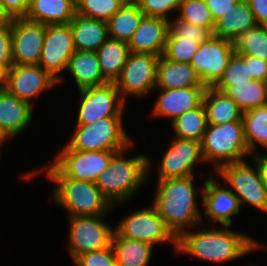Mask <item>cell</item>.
Masks as SVG:
<instances>
[{
    "mask_svg": "<svg viewBox=\"0 0 267 266\" xmlns=\"http://www.w3.org/2000/svg\"><path fill=\"white\" fill-rule=\"evenodd\" d=\"M81 103L77 125H87L105 117H122L125 102L115 83L79 90Z\"/></svg>",
    "mask_w": 267,
    "mask_h": 266,
    "instance_id": "11",
    "label": "cell"
},
{
    "mask_svg": "<svg viewBox=\"0 0 267 266\" xmlns=\"http://www.w3.org/2000/svg\"><path fill=\"white\" fill-rule=\"evenodd\" d=\"M69 24L77 51L96 52L109 38L108 24L105 21L76 14Z\"/></svg>",
    "mask_w": 267,
    "mask_h": 266,
    "instance_id": "24",
    "label": "cell"
},
{
    "mask_svg": "<svg viewBox=\"0 0 267 266\" xmlns=\"http://www.w3.org/2000/svg\"><path fill=\"white\" fill-rule=\"evenodd\" d=\"M157 181L152 205L176 238L203 221L196 197L199 191L203 192L204 185L195 187L193 175Z\"/></svg>",
    "mask_w": 267,
    "mask_h": 266,
    "instance_id": "2",
    "label": "cell"
},
{
    "mask_svg": "<svg viewBox=\"0 0 267 266\" xmlns=\"http://www.w3.org/2000/svg\"><path fill=\"white\" fill-rule=\"evenodd\" d=\"M259 26H267V0H246Z\"/></svg>",
    "mask_w": 267,
    "mask_h": 266,
    "instance_id": "46",
    "label": "cell"
},
{
    "mask_svg": "<svg viewBox=\"0 0 267 266\" xmlns=\"http://www.w3.org/2000/svg\"><path fill=\"white\" fill-rule=\"evenodd\" d=\"M46 25L23 18L11 21L12 61L14 65H38Z\"/></svg>",
    "mask_w": 267,
    "mask_h": 266,
    "instance_id": "15",
    "label": "cell"
},
{
    "mask_svg": "<svg viewBox=\"0 0 267 266\" xmlns=\"http://www.w3.org/2000/svg\"><path fill=\"white\" fill-rule=\"evenodd\" d=\"M127 0H76V14L107 22Z\"/></svg>",
    "mask_w": 267,
    "mask_h": 266,
    "instance_id": "37",
    "label": "cell"
},
{
    "mask_svg": "<svg viewBox=\"0 0 267 266\" xmlns=\"http://www.w3.org/2000/svg\"><path fill=\"white\" fill-rule=\"evenodd\" d=\"M66 70L75 79L78 90L97 87L109 83L100 69L95 51H75L70 57Z\"/></svg>",
    "mask_w": 267,
    "mask_h": 266,
    "instance_id": "25",
    "label": "cell"
},
{
    "mask_svg": "<svg viewBox=\"0 0 267 266\" xmlns=\"http://www.w3.org/2000/svg\"><path fill=\"white\" fill-rule=\"evenodd\" d=\"M116 151L62 150L51 163L65 176L95 183Z\"/></svg>",
    "mask_w": 267,
    "mask_h": 266,
    "instance_id": "12",
    "label": "cell"
},
{
    "mask_svg": "<svg viewBox=\"0 0 267 266\" xmlns=\"http://www.w3.org/2000/svg\"><path fill=\"white\" fill-rule=\"evenodd\" d=\"M207 87H189L175 89H160L161 92L154 103L153 115L171 118L183 115L185 112L199 107L203 103Z\"/></svg>",
    "mask_w": 267,
    "mask_h": 266,
    "instance_id": "20",
    "label": "cell"
},
{
    "mask_svg": "<svg viewBox=\"0 0 267 266\" xmlns=\"http://www.w3.org/2000/svg\"><path fill=\"white\" fill-rule=\"evenodd\" d=\"M111 246L118 266H148L154 247L146 242L121 237L116 232Z\"/></svg>",
    "mask_w": 267,
    "mask_h": 266,
    "instance_id": "30",
    "label": "cell"
},
{
    "mask_svg": "<svg viewBox=\"0 0 267 266\" xmlns=\"http://www.w3.org/2000/svg\"><path fill=\"white\" fill-rule=\"evenodd\" d=\"M49 165L46 174L55 184L51 199L65 208L69 217L107 215L114 209L95 183L65 177L52 163Z\"/></svg>",
    "mask_w": 267,
    "mask_h": 266,
    "instance_id": "3",
    "label": "cell"
},
{
    "mask_svg": "<svg viewBox=\"0 0 267 266\" xmlns=\"http://www.w3.org/2000/svg\"><path fill=\"white\" fill-rule=\"evenodd\" d=\"M213 34L205 27L184 22L178 18L169 20V33L167 38L193 39L198 43L207 40Z\"/></svg>",
    "mask_w": 267,
    "mask_h": 266,
    "instance_id": "39",
    "label": "cell"
},
{
    "mask_svg": "<svg viewBox=\"0 0 267 266\" xmlns=\"http://www.w3.org/2000/svg\"><path fill=\"white\" fill-rule=\"evenodd\" d=\"M169 33V20L144 16L128 41L130 52L162 56Z\"/></svg>",
    "mask_w": 267,
    "mask_h": 266,
    "instance_id": "19",
    "label": "cell"
},
{
    "mask_svg": "<svg viewBox=\"0 0 267 266\" xmlns=\"http://www.w3.org/2000/svg\"><path fill=\"white\" fill-rule=\"evenodd\" d=\"M233 50L267 61V26H256L239 34L232 41Z\"/></svg>",
    "mask_w": 267,
    "mask_h": 266,
    "instance_id": "34",
    "label": "cell"
},
{
    "mask_svg": "<svg viewBox=\"0 0 267 266\" xmlns=\"http://www.w3.org/2000/svg\"><path fill=\"white\" fill-rule=\"evenodd\" d=\"M126 150L116 153L95 184L113 208L132 198L147 181L151 161L146 155L126 158Z\"/></svg>",
    "mask_w": 267,
    "mask_h": 266,
    "instance_id": "4",
    "label": "cell"
},
{
    "mask_svg": "<svg viewBox=\"0 0 267 266\" xmlns=\"http://www.w3.org/2000/svg\"><path fill=\"white\" fill-rule=\"evenodd\" d=\"M178 9V19L205 27L213 33L215 21L205 0H181Z\"/></svg>",
    "mask_w": 267,
    "mask_h": 266,
    "instance_id": "36",
    "label": "cell"
},
{
    "mask_svg": "<svg viewBox=\"0 0 267 266\" xmlns=\"http://www.w3.org/2000/svg\"><path fill=\"white\" fill-rule=\"evenodd\" d=\"M57 84V80L40 65H12L8 70L5 89L33 106V98Z\"/></svg>",
    "mask_w": 267,
    "mask_h": 266,
    "instance_id": "17",
    "label": "cell"
},
{
    "mask_svg": "<svg viewBox=\"0 0 267 266\" xmlns=\"http://www.w3.org/2000/svg\"><path fill=\"white\" fill-rule=\"evenodd\" d=\"M204 229L201 231H184L177 238V252L189 254L200 260L226 263L258 249L260 244L244 233L222 229Z\"/></svg>",
    "mask_w": 267,
    "mask_h": 266,
    "instance_id": "1",
    "label": "cell"
},
{
    "mask_svg": "<svg viewBox=\"0 0 267 266\" xmlns=\"http://www.w3.org/2000/svg\"><path fill=\"white\" fill-rule=\"evenodd\" d=\"M204 162L201 142L174 138L164 151L158 166V180L184 178L193 175L197 162Z\"/></svg>",
    "mask_w": 267,
    "mask_h": 266,
    "instance_id": "16",
    "label": "cell"
},
{
    "mask_svg": "<svg viewBox=\"0 0 267 266\" xmlns=\"http://www.w3.org/2000/svg\"><path fill=\"white\" fill-rule=\"evenodd\" d=\"M201 147L204 162L215 163L216 171L224 165L245 160L247 155L252 156L245 141L243 122L208 124Z\"/></svg>",
    "mask_w": 267,
    "mask_h": 266,
    "instance_id": "6",
    "label": "cell"
},
{
    "mask_svg": "<svg viewBox=\"0 0 267 266\" xmlns=\"http://www.w3.org/2000/svg\"><path fill=\"white\" fill-rule=\"evenodd\" d=\"M156 89L207 87L190 63L170 61L160 56L157 62Z\"/></svg>",
    "mask_w": 267,
    "mask_h": 266,
    "instance_id": "22",
    "label": "cell"
},
{
    "mask_svg": "<svg viewBox=\"0 0 267 266\" xmlns=\"http://www.w3.org/2000/svg\"><path fill=\"white\" fill-rule=\"evenodd\" d=\"M8 69L0 64V90L5 89L7 85Z\"/></svg>",
    "mask_w": 267,
    "mask_h": 266,
    "instance_id": "49",
    "label": "cell"
},
{
    "mask_svg": "<svg viewBox=\"0 0 267 266\" xmlns=\"http://www.w3.org/2000/svg\"><path fill=\"white\" fill-rule=\"evenodd\" d=\"M172 123L175 137L201 142L207 129L208 122L203 103L183 115L176 117Z\"/></svg>",
    "mask_w": 267,
    "mask_h": 266,
    "instance_id": "32",
    "label": "cell"
},
{
    "mask_svg": "<svg viewBox=\"0 0 267 266\" xmlns=\"http://www.w3.org/2000/svg\"><path fill=\"white\" fill-rule=\"evenodd\" d=\"M239 1L240 0H205L215 22L230 10H233V7Z\"/></svg>",
    "mask_w": 267,
    "mask_h": 266,
    "instance_id": "43",
    "label": "cell"
},
{
    "mask_svg": "<svg viewBox=\"0 0 267 266\" xmlns=\"http://www.w3.org/2000/svg\"><path fill=\"white\" fill-rule=\"evenodd\" d=\"M216 178L207 177L204 181L202 203L205 206L204 214L213 222H219L223 227L232 226V218L239 215L241 206L237 196L227 187L217 184Z\"/></svg>",
    "mask_w": 267,
    "mask_h": 266,
    "instance_id": "18",
    "label": "cell"
},
{
    "mask_svg": "<svg viewBox=\"0 0 267 266\" xmlns=\"http://www.w3.org/2000/svg\"><path fill=\"white\" fill-rule=\"evenodd\" d=\"M246 160L222 166L216 173L237 196L240 206L248 204L267 212V190L260 172V153L252 157L255 168Z\"/></svg>",
    "mask_w": 267,
    "mask_h": 266,
    "instance_id": "7",
    "label": "cell"
},
{
    "mask_svg": "<svg viewBox=\"0 0 267 266\" xmlns=\"http://www.w3.org/2000/svg\"><path fill=\"white\" fill-rule=\"evenodd\" d=\"M76 15V0H30L26 19L44 25L69 24Z\"/></svg>",
    "mask_w": 267,
    "mask_h": 266,
    "instance_id": "23",
    "label": "cell"
},
{
    "mask_svg": "<svg viewBox=\"0 0 267 266\" xmlns=\"http://www.w3.org/2000/svg\"><path fill=\"white\" fill-rule=\"evenodd\" d=\"M96 52L103 77L109 83H114L119 78L130 54L127 42L109 37Z\"/></svg>",
    "mask_w": 267,
    "mask_h": 266,
    "instance_id": "28",
    "label": "cell"
},
{
    "mask_svg": "<svg viewBox=\"0 0 267 266\" xmlns=\"http://www.w3.org/2000/svg\"><path fill=\"white\" fill-rule=\"evenodd\" d=\"M75 51L70 24L46 25L38 65L56 79L59 85L63 82L60 72L66 70L68 61Z\"/></svg>",
    "mask_w": 267,
    "mask_h": 266,
    "instance_id": "14",
    "label": "cell"
},
{
    "mask_svg": "<svg viewBox=\"0 0 267 266\" xmlns=\"http://www.w3.org/2000/svg\"><path fill=\"white\" fill-rule=\"evenodd\" d=\"M104 216L69 217L68 251L73 261L83 253L112 245L115 229L104 221Z\"/></svg>",
    "mask_w": 267,
    "mask_h": 266,
    "instance_id": "8",
    "label": "cell"
},
{
    "mask_svg": "<svg viewBox=\"0 0 267 266\" xmlns=\"http://www.w3.org/2000/svg\"><path fill=\"white\" fill-rule=\"evenodd\" d=\"M145 16L161 17L170 20L169 12L177 10L181 0H133Z\"/></svg>",
    "mask_w": 267,
    "mask_h": 266,
    "instance_id": "40",
    "label": "cell"
},
{
    "mask_svg": "<svg viewBox=\"0 0 267 266\" xmlns=\"http://www.w3.org/2000/svg\"><path fill=\"white\" fill-rule=\"evenodd\" d=\"M244 111L266 105L267 82L252 80L234 84L224 92Z\"/></svg>",
    "mask_w": 267,
    "mask_h": 266,
    "instance_id": "33",
    "label": "cell"
},
{
    "mask_svg": "<svg viewBox=\"0 0 267 266\" xmlns=\"http://www.w3.org/2000/svg\"><path fill=\"white\" fill-rule=\"evenodd\" d=\"M73 262L77 266H118L112 246L99 251L83 253Z\"/></svg>",
    "mask_w": 267,
    "mask_h": 266,
    "instance_id": "41",
    "label": "cell"
},
{
    "mask_svg": "<svg viewBox=\"0 0 267 266\" xmlns=\"http://www.w3.org/2000/svg\"><path fill=\"white\" fill-rule=\"evenodd\" d=\"M249 75L253 80L267 82V61L248 56Z\"/></svg>",
    "mask_w": 267,
    "mask_h": 266,
    "instance_id": "45",
    "label": "cell"
},
{
    "mask_svg": "<svg viewBox=\"0 0 267 266\" xmlns=\"http://www.w3.org/2000/svg\"><path fill=\"white\" fill-rule=\"evenodd\" d=\"M4 10L13 18H23L27 15L30 0H0Z\"/></svg>",
    "mask_w": 267,
    "mask_h": 266,
    "instance_id": "44",
    "label": "cell"
},
{
    "mask_svg": "<svg viewBox=\"0 0 267 266\" xmlns=\"http://www.w3.org/2000/svg\"><path fill=\"white\" fill-rule=\"evenodd\" d=\"M252 80L248 70V56L234 53L223 75L212 87L224 93L234 84H241Z\"/></svg>",
    "mask_w": 267,
    "mask_h": 266,
    "instance_id": "35",
    "label": "cell"
},
{
    "mask_svg": "<svg viewBox=\"0 0 267 266\" xmlns=\"http://www.w3.org/2000/svg\"><path fill=\"white\" fill-rule=\"evenodd\" d=\"M244 136L252 157L257 156V144L267 148V106L243 112ZM267 152V149L265 150Z\"/></svg>",
    "mask_w": 267,
    "mask_h": 266,
    "instance_id": "31",
    "label": "cell"
},
{
    "mask_svg": "<svg viewBox=\"0 0 267 266\" xmlns=\"http://www.w3.org/2000/svg\"><path fill=\"white\" fill-rule=\"evenodd\" d=\"M158 59L159 56L153 54L130 52L119 78L114 82L125 103L126 96L143 97L156 88Z\"/></svg>",
    "mask_w": 267,
    "mask_h": 266,
    "instance_id": "10",
    "label": "cell"
},
{
    "mask_svg": "<svg viewBox=\"0 0 267 266\" xmlns=\"http://www.w3.org/2000/svg\"><path fill=\"white\" fill-rule=\"evenodd\" d=\"M235 53L232 41L215 35L200 43L190 64L207 87H212L223 75Z\"/></svg>",
    "mask_w": 267,
    "mask_h": 266,
    "instance_id": "13",
    "label": "cell"
},
{
    "mask_svg": "<svg viewBox=\"0 0 267 266\" xmlns=\"http://www.w3.org/2000/svg\"><path fill=\"white\" fill-rule=\"evenodd\" d=\"M33 109L8 90H0V134L6 141L22 133L31 124Z\"/></svg>",
    "mask_w": 267,
    "mask_h": 266,
    "instance_id": "21",
    "label": "cell"
},
{
    "mask_svg": "<svg viewBox=\"0 0 267 266\" xmlns=\"http://www.w3.org/2000/svg\"><path fill=\"white\" fill-rule=\"evenodd\" d=\"M115 232L121 237L146 242L152 246L169 241L177 249V238L167 228L153 205L127 215L115 227Z\"/></svg>",
    "mask_w": 267,
    "mask_h": 266,
    "instance_id": "9",
    "label": "cell"
},
{
    "mask_svg": "<svg viewBox=\"0 0 267 266\" xmlns=\"http://www.w3.org/2000/svg\"><path fill=\"white\" fill-rule=\"evenodd\" d=\"M258 26L246 0H240L228 13L215 22L213 35L233 41L239 34Z\"/></svg>",
    "mask_w": 267,
    "mask_h": 266,
    "instance_id": "27",
    "label": "cell"
},
{
    "mask_svg": "<svg viewBox=\"0 0 267 266\" xmlns=\"http://www.w3.org/2000/svg\"><path fill=\"white\" fill-rule=\"evenodd\" d=\"M144 16L143 11L133 0H127L107 21L108 36L128 43Z\"/></svg>",
    "mask_w": 267,
    "mask_h": 266,
    "instance_id": "29",
    "label": "cell"
},
{
    "mask_svg": "<svg viewBox=\"0 0 267 266\" xmlns=\"http://www.w3.org/2000/svg\"><path fill=\"white\" fill-rule=\"evenodd\" d=\"M123 117H105L87 125H76L70 141L62 150L116 151L130 149L132 139L124 130Z\"/></svg>",
    "mask_w": 267,
    "mask_h": 266,
    "instance_id": "5",
    "label": "cell"
},
{
    "mask_svg": "<svg viewBox=\"0 0 267 266\" xmlns=\"http://www.w3.org/2000/svg\"><path fill=\"white\" fill-rule=\"evenodd\" d=\"M260 172L264 182V186L267 190V153L260 154Z\"/></svg>",
    "mask_w": 267,
    "mask_h": 266,
    "instance_id": "47",
    "label": "cell"
},
{
    "mask_svg": "<svg viewBox=\"0 0 267 266\" xmlns=\"http://www.w3.org/2000/svg\"><path fill=\"white\" fill-rule=\"evenodd\" d=\"M12 17L4 10L0 3V28L8 27L11 24Z\"/></svg>",
    "mask_w": 267,
    "mask_h": 266,
    "instance_id": "48",
    "label": "cell"
},
{
    "mask_svg": "<svg viewBox=\"0 0 267 266\" xmlns=\"http://www.w3.org/2000/svg\"><path fill=\"white\" fill-rule=\"evenodd\" d=\"M199 45L193 39L167 38L162 56L170 61L190 63Z\"/></svg>",
    "mask_w": 267,
    "mask_h": 266,
    "instance_id": "38",
    "label": "cell"
},
{
    "mask_svg": "<svg viewBox=\"0 0 267 266\" xmlns=\"http://www.w3.org/2000/svg\"><path fill=\"white\" fill-rule=\"evenodd\" d=\"M203 105L208 124L223 125L230 122H243V110L232 98L213 87L206 88Z\"/></svg>",
    "mask_w": 267,
    "mask_h": 266,
    "instance_id": "26",
    "label": "cell"
},
{
    "mask_svg": "<svg viewBox=\"0 0 267 266\" xmlns=\"http://www.w3.org/2000/svg\"><path fill=\"white\" fill-rule=\"evenodd\" d=\"M6 139L0 134V144H3V142H5Z\"/></svg>",
    "mask_w": 267,
    "mask_h": 266,
    "instance_id": "50",
    "label": "cell"
},
{
    "mask_svg": "<svg viewBox=\"0 0 267 266\" xmlns=\"http://www.w3.org/2000/svg\"><path fill=\"white\" fill-rule=\"evenodd\" d=\"M0 64L8 70L14 65L12 61L11 24L8 27L0 28Z\"/></svg>",
    "mask_w": 267,
    "mask_h": 266,
    "instance_id": "42",
    "label": "cell"
}]
</instances>
